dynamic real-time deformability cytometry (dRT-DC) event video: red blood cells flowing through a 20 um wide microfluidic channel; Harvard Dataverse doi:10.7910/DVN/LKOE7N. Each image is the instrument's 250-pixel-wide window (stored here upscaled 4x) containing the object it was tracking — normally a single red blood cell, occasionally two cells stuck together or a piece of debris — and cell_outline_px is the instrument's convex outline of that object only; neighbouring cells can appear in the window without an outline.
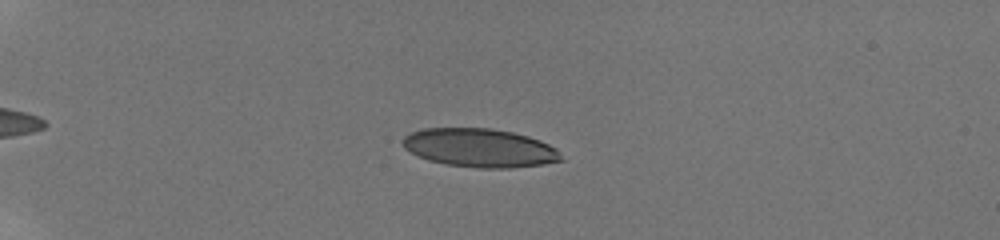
{"species": "human", "species_latin": "Homo sapiens", "temperature_condition": "room temperature", "stored_images_in_passage": 21, "camera_frame_rate_fps": 3000, "um_per_image_px": 0.085, "donor": {"sex": "male"}, "frame": {"image": 1, "passage_image": 12, "time_ms": 5.0, "image_size_px": [1000, 240], "cell_outline_px": [[564, 160], [544, 164], [508, 168], [480, 168], [444, 164], [428, 160], [404, 148], [404, 136], [412, 132], [424, 128], [492, 128], [512, 132], [528, 136], [540, 140], [556, 148]], "centroid_in_image_um": [40.8, 12.57], "position_along_channel_um": 44.2, "area_um2": 35.49}}
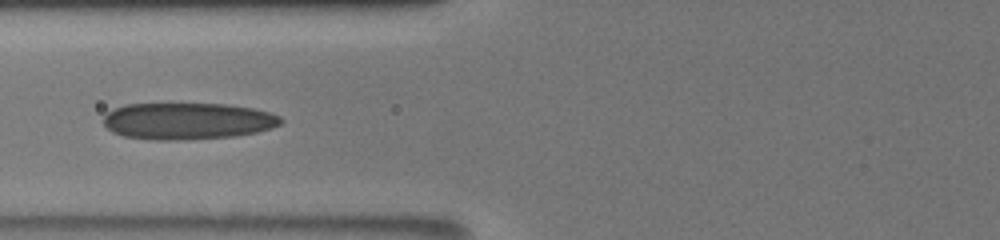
{"frame": {"image": 2, "passage_image": 20, "time_ms": 8.333, "image_size_px": [1000, 240], "cell_outline_px": [[284, 120], [280, 124], [272, 128], [256, 132], [232, 136], [180, 140], [148, 140], [124, 136], [112, 132], [104, 124], [104, 116], [108, 112], [124, 104], [224, 104], [252, 108], [268, 112], [280, 116]], "centroid_in_image_um": [15.93, 10.29], "position_along_channel_um": 109.9, "area_um2": 37.86}}